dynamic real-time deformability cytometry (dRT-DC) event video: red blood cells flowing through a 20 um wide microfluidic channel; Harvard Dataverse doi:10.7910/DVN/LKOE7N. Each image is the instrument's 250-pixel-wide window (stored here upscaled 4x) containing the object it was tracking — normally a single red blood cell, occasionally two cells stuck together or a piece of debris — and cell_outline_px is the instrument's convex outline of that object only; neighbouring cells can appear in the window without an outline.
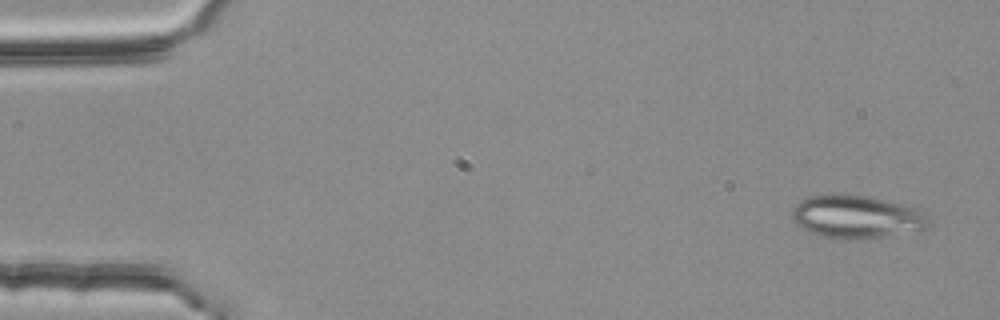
{"species": "common noctule bat (a hibernating species)", "species_latin": "Nyctalus noctula", "temperature_condition": "room temperature", "stored_images_in_passage": 5, "camera_frame_rate_fps": 3000, "um_per_image_px": 0.085, "animal": {"sex": "female", "body_mass_g": 25.1}, "frame": {"image": 1, "passage_image": 1, "time_ms": 0.0, "image_size_px": [1000, 320], "cell_outline_px": [[928, 224], [920, 232], [868, 240], [856, 240], [824, 236], [808, 232], [796, 224], [792, 220], [792, 208], [800, 200], [808, 196], [868, 196], [916, 208], [924, 212]], "centroid_in_image_um": [72.83, 18.48], "position_along_channel_um": 12.2, "area_um2": 34.22}}